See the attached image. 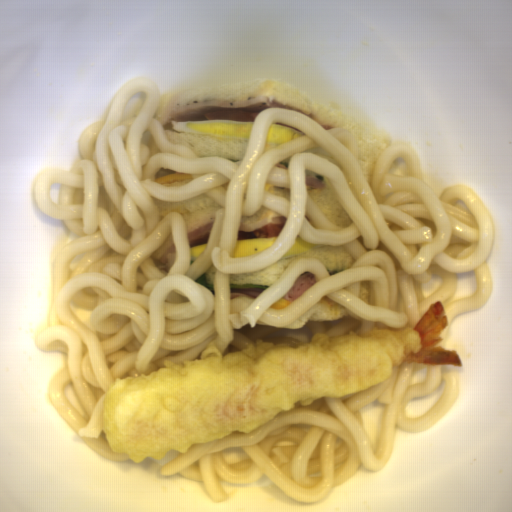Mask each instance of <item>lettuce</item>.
I'll return each instance as SVG.
<instances>
[{"label":"lettuce","mask_w":512,"mask_h":512,"mask_svg":"<svg viewBox=\"0 0 512 512\" xmlns=\"http://www.w3.org/2000/svg\"><path fill=\"white\" fill-rule=\"evenodd\" d=\"M194 281L203 285L208 289L211 295L214 297L215 284L209 282L207 273L204 271L200 276H198Z\"/></svg>","instance_id":"1"},{"label":"lettuce","mask_w":512,"mask_h":512,"mask_svg":"<svg viewBox=\"0 0 512 512\" xmlns=\"http://www.w3.org/2000/svg\"><path fill=\"white\" fill-rule=\"evenodd\" d=\"M231 289L232 288H262L268 290L271 285H235L230 284Z\"/></svg>","instance_id":"2"}]
</instances>
